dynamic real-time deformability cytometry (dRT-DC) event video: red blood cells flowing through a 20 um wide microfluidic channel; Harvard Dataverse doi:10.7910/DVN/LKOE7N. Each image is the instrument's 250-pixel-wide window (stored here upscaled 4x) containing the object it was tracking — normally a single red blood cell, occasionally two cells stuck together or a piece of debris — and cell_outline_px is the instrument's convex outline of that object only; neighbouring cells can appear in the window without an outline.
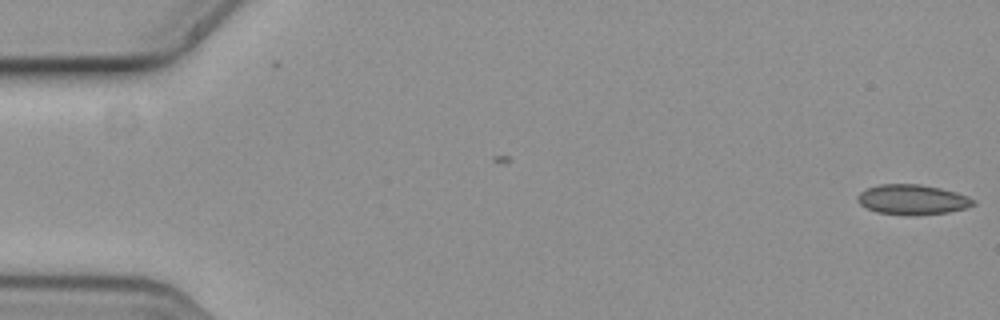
{"species": "common noctule bat (a hibernating species)", "species_latin": "Nyctalus noctula", "temperature_condition": "cold", "stored_images_in_passage": 2, "camera_frame_rate_fps": 3000, "um_per_image_px": 0.085, "animal": {"sex": "female", "body_mass_g": 19.3, "forearm_length_mm": 54.1}, "frame": {"image": 1, "passage_image": 2, "time_ms": 0.333, "image_size_px": [1000, 320], "cell_outline_px": [[976, 204], [964, 208], [948, 212], [916, 216], [904, 216], [876, 212], [860, 204], [860, 192], [868, 188], [880, 184], [920, 184], [940, 188], [956, 192], [968, 196], [976, 200]], "centroid_in_image_um": [77.6, 16.98], "position_along_channel_um": 7.4, "area_um2": 20.29}}